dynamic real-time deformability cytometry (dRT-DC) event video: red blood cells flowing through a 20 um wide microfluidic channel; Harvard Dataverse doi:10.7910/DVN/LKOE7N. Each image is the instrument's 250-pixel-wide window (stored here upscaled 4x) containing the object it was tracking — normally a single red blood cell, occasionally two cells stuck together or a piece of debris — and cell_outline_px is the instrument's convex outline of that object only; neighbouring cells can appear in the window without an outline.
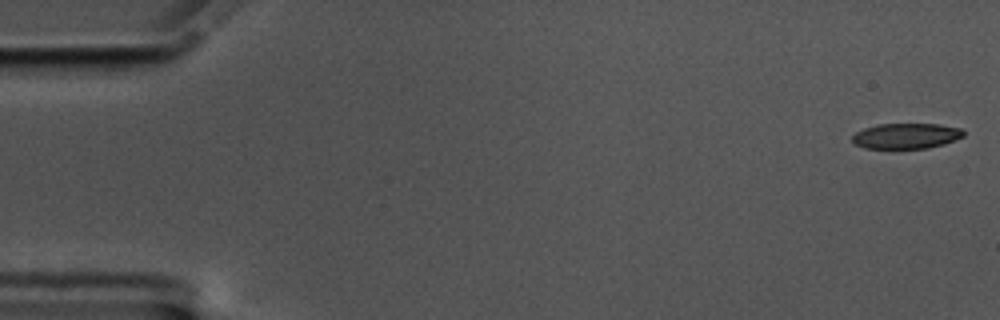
{"species": "common noctule bat (a hibernating species)", "species_latin": "Nyctalus noctula", "temperature_condition": "cold", "stored_images_in_passage": 13, "camera_frame_rate_fps": 3000, "um_per_image_px": 0.085, "animal": {"sex": "male", "body_mass_g": 17.5, "forearm_length_mm": 52.3}, "frame": {"image": 1, "passage_image": 1, "time_ms": 0.0, "image_size_px": [1000, 320], "cell_outline_px": [[964, 136], [944, 144], [928, 148], [864, 148], [856, 144], [852, 140], [852, 136], [856, 132], [864, 128], [876, 124], [940, 124], [960, 128], [964, 132]], "centroid_in_image_um": [77.02, 11.55], "position_along_channel_um": 8.0, "area_um2": 16.47}}